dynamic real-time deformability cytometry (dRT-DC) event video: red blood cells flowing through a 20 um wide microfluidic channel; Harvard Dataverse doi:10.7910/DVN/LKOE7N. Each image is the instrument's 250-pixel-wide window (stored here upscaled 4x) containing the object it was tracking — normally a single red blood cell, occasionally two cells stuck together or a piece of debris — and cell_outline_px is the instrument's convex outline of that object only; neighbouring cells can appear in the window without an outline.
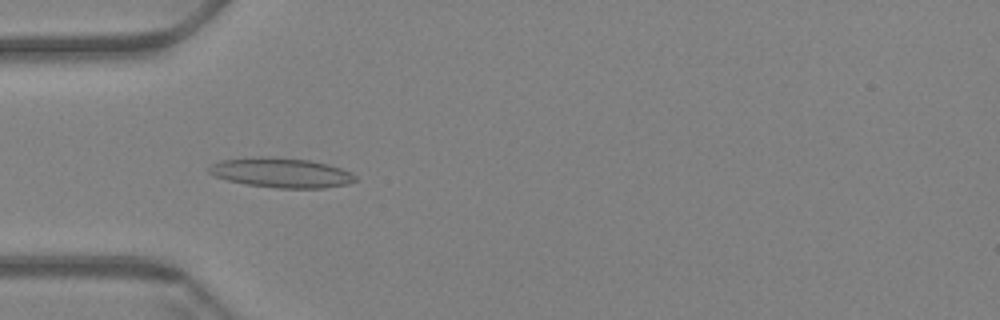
{"species": "Egyptian fruit bat (a non-hibernating species)", "species_latin": "Rousettus aegyptiacus", "temperature_condition": "warm", "stored_images_in_passage": 52, "camera_frame_rate_fps": 3000, "um_per_image_px": 0.085, "animal": {"sex": "female"}, "frame": {"image": 1, "passage_image": 11, "time_ms": 3.333, "image_size_px": [1000, 320], "cell_outline_px": [[356, 180], [348, 184], [324, 188], [276, 188], [248, 184], [228, 180], [216, 176], [208, 172], [208, 168], [212, 164], [220, 160], [256, 156], [268, 156], [308, 160], [328, 164], [352, 172], [356, 176]], "centroid_in_image_um": [23.91, 14.67], "position_along_channel_um": 61.1, "area_um2": 25.37}}
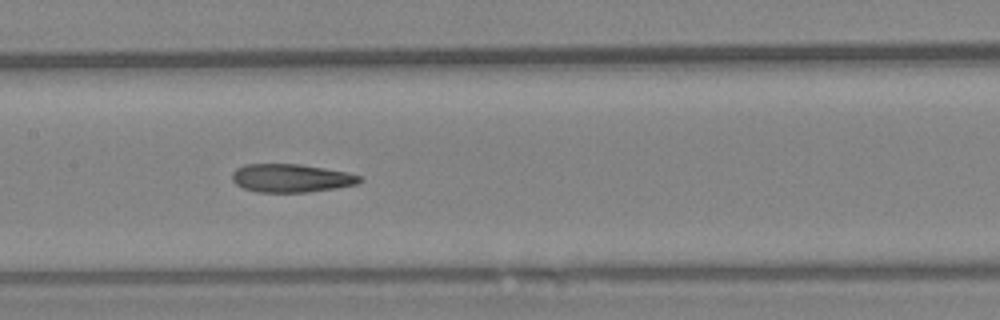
{"frame": {"image": 2, "passage_image": 22, "time_ms": 7.0, "image_size_px": [1000, 320], "cell_outline_px": [[364, 180], [356, 184], [336, 188], [308, 192], [256, 192], [244, 188], [236, 184], [232, 180], [232, 172], [236, 168], [244, 164], [300, 164], [348, 172], [360, 176]], "centroid_in_image_um": [24.74, 15.14], "position_along_channel_um": 182.7, "area_um2": 21.1}}
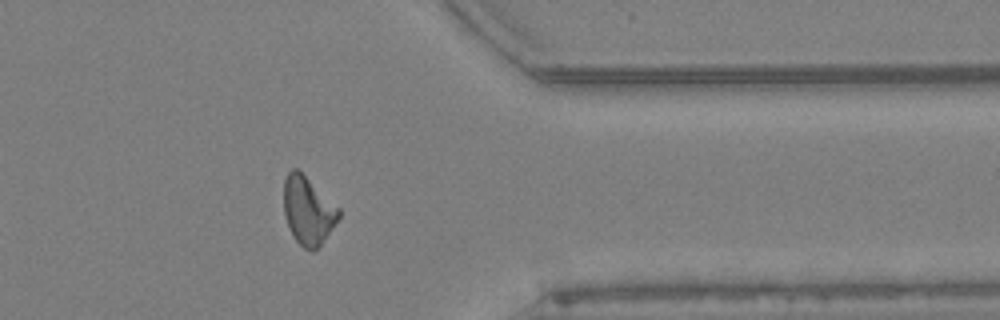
{"frame": {"image": 3, "passage_image": 41, "time_ms": 13.333, "image_size_px": [1000, 320], "cell_outline_px": [[340, 216], [320, 244], [312, 252], [304, 248], [292, 236], [284, 216], [284, 180], [288, 172], [292, 168], [296, 168], [340, 208]], "centroid_in_image_um": [26.16, 17.9], "position_along_channel_um": 385.2, "area_um2": 21.44}, "authors_computed_cell_mechanics": {"area_um2": 21.5883, "velocity_mm_per_s": 3.3933, "shape_relaxation_time_tau1_ms": null, "shape_relaxation_time_tau2_ms": 3.7256, "deformation_change_tau1": null, "deformation_change_tau2": 0.1331}}